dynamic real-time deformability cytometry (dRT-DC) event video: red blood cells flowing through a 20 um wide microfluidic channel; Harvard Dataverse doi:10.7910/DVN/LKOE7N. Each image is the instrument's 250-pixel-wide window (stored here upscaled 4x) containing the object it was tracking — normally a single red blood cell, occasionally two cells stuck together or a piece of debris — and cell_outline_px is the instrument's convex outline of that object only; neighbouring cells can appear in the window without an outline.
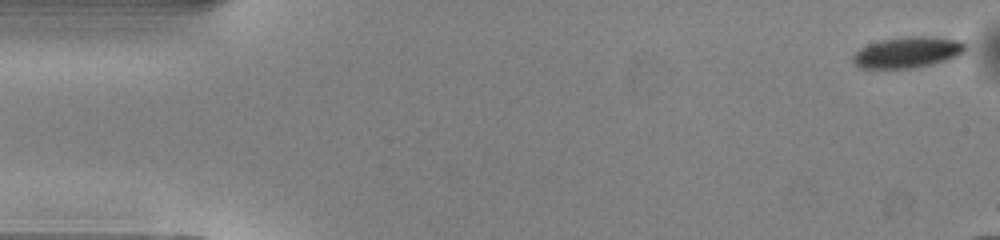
{"species": "common noctule bat (a hibernating species)", "species_latin": "Nyctalus noctula", "temperature_condition": "warm", "stored_images_in_passage": 13, "camera_frame_rate_fps": 3000, "um_per_image_px": 0.085, "animal": {"sex": "male", "body_mass_g": 13.0, "forearm_length_mm": 53.1}, "frame": {"image": 1, "passage_image": 1, "time_ms": 0.0, "image_size_px": [1000, 240], "cell_outline_px": [[968, 48], [960, 56], [932, 64], [912, 68], [860, 68], [852, 64], [852, 56], [860, 48], [868, 44], [884, 40], [908, 36], [924, 36], [964, 40], [968, 44]], "centroid_in_image_um": [77.2, 4.45], "position_along_channel_um": 7.8, "area_um2": 20.58}}